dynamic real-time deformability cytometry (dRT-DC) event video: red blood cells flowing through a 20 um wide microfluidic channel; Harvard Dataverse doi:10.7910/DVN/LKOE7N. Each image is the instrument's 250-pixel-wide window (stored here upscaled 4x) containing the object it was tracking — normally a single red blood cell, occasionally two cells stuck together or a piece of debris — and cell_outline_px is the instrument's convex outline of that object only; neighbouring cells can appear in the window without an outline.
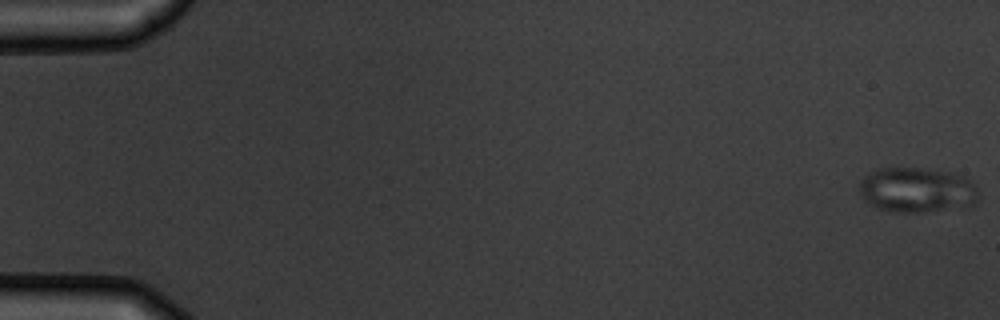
{"species": "common noctule bat (a hibernating species)", "species_latin": "Nyctalus noctula", "temperature_condition": "warm", "stored_images_in_passage": 8, "camera_frame_rate_fps": 3000, "um_per_image_px": 0.085, "animal": {"sex": "male", "body_mass_g": 19.5, "forearm_length_mm": 54.6}, "frame": {"image": 1, "passage_image": 1, "time_ms": 0.0, "image_size_px": [1000, 320], "cell_outline_px": [[980, 200], [976, 204], [968, 208], [924, 212], [888, 212], [876, 208], [868, 204], [860, 196], [860, 180], [868, 172], [876, 168], [920, 168], [952, 172], [964, 176], [976, 188], [980, 196]], "centroid_in_image_um": [77.95, 16.17], "position_along_channel_um": 7.0, "area_um2": 32.19}}
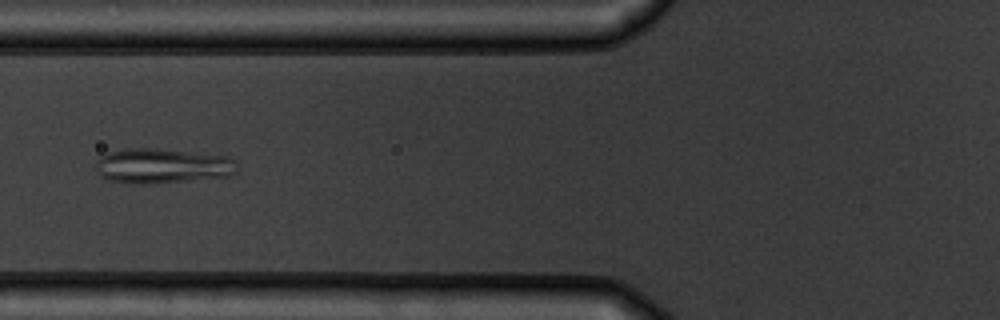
{"frame": {"image": 2, "passage_image": 7, "time_ms": 7.0, "image_size_px": [1000, 320], "cell_outline_px": [[236, 172], [228, 176], [144, 184], [132, 184], [108, 180], [100, 176], [96, 168], [96, 160], [100, 156], [108, 152], [128, 148], [152, 148], [228, 156], [232, 160]], "centroid_in_image_um": [13.7, 14.1], "position_along_channel_um": 112.1, "area_um2": 28.44}}